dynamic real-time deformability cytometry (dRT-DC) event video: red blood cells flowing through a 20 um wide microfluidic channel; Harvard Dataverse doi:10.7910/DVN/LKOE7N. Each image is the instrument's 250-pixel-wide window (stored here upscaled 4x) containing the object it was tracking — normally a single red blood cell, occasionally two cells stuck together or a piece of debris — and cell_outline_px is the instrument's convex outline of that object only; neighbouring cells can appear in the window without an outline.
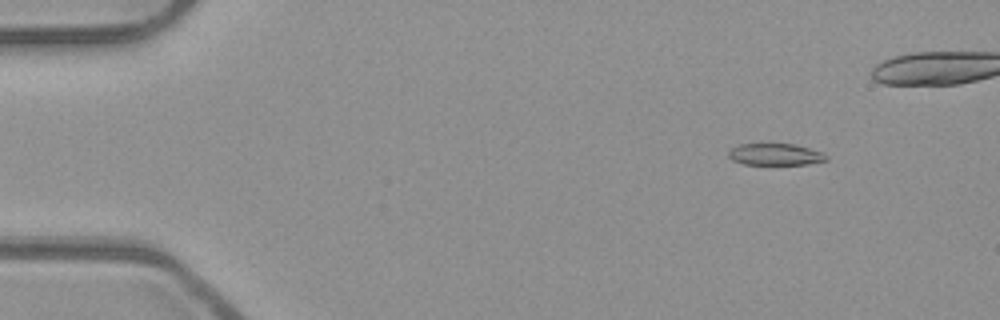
{"species": "common noctule bat (a hibernating species)", "species_latin": "Nyctalus noctula", "temperature_condition": "room temperature", "stored_images_in_passage": 47, "camera_frame_rate_fps": 3000, "um_per_image_px": 0.085, "animal": {"sex": "male", "body_mass_g": 23.1, "forearm_length_mm": 52.7}, "frame": {"image": 1, "passage_image": 7, "time_ms": 2.0, "image_size_px": [1000, 320], "cell_outline_px": [[828, 160], [808, 164], [744, 164], [732, 160], [728, 156], [728, 152], [732, 148], [740, 144], [796, 144], [824, 152], [828, 156]], "centroid_in_image_um": [65.94, 13.12], "position_along_channel_um": 19.1, "area_um2": 12.43}}
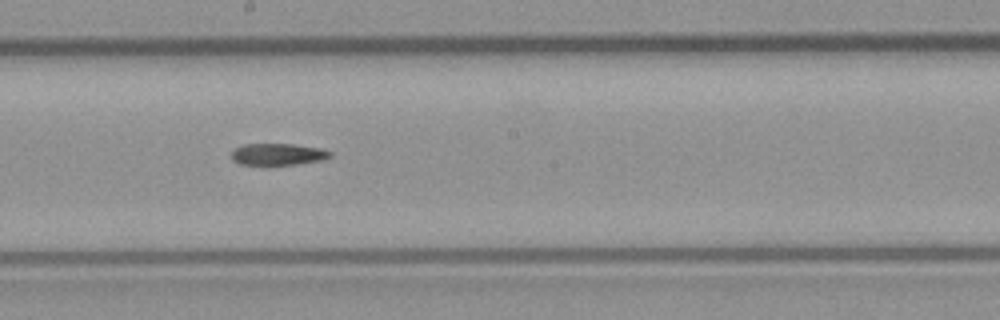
{"frame": {"image": 2, "passage_image": 30, "time_ms": 9.667, "image_size_px": [1000, 320], "cell_outline_px": [[332, 156], [324, 160], [268, 168], [240, 164], [232, 160], [232, 152], [236, 148], [244, 144], [292, 144], [320, 148], [332, 152]], "centroid_in_image_um": [23.6, 13.16], "position_along_channel_um": 224.6, "area_um2": 13.18}}
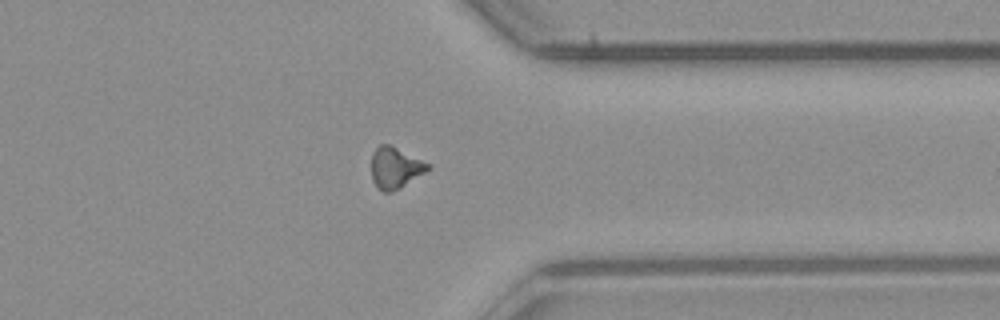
{"frame": {"image": 3, "passage_image": 42, "time_ms": 13.667, "image_size_px": [1000, 320], "cell_outline_px": [[432, 168], [400, 188], [392, 192], [384, 192], [372, 180], [372, 152], [380, 144], [388, 144], [432, 164]], "centroid_in_image_um": [33.63, 14.25], "position_along_channel_um": 377.8, "area_um2": 13.53}}